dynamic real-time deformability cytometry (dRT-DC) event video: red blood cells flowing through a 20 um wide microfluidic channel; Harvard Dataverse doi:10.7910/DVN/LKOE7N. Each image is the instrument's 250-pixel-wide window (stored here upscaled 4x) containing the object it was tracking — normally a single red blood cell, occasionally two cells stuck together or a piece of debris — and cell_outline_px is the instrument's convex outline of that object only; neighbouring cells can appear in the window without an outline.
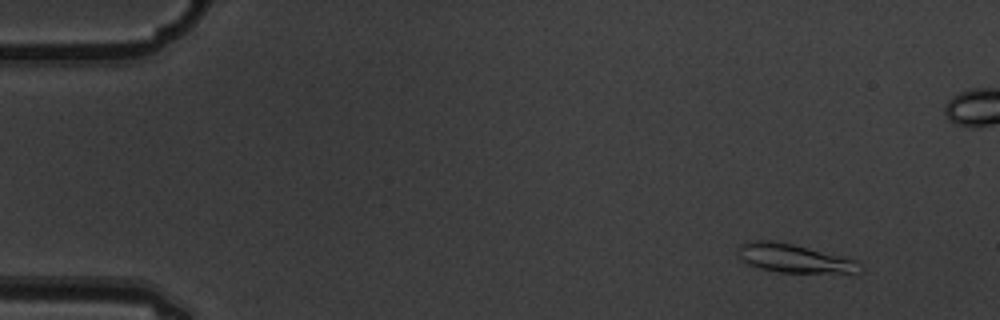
{"species": "common noctule bat (a hibernating species)", "species_latin": "Nyctalus noctula", "temperature_condition": "warm", "stored_images_in_passage": 9, "camera_frame_rate_fps": 3000, "um_per_image_px": 0.085, "animal": {"sex": "male", "body_mass_g": 19.5, "forearm_length_mm": 54.6}, "frame": {"image": 1, "passage_image": 2, "time_ms": 0.333, "image_size_px": [1000, 320], "cell_outline_px": [[864, 268], [860, 272], [780, 272], [760, 268], [748, 264], [736, 252], [736, 248], [740, 244], [748, 240], [772, 240], [792, 244], [860, 260]], "centroid_in_image_um": [67.51, 21.94], "position_along_channel_um": 17.5, "area_um2": 20.35}}
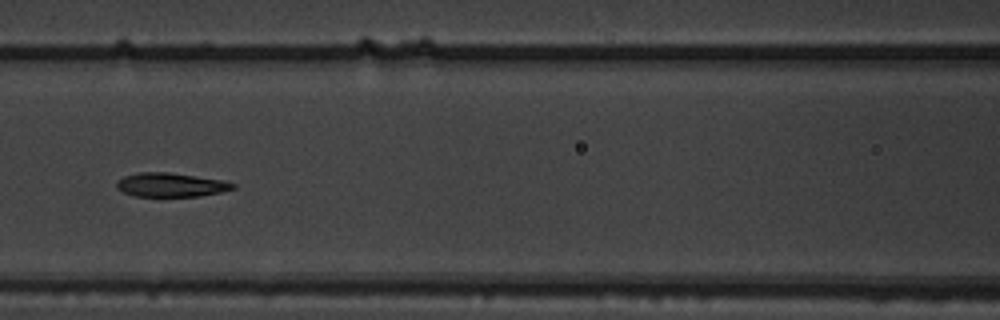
{"frame": {"image": 2, "passage_image": 7, "time_ms": 2.0, "image_size_px": [1000, 320], "cell_outline_px": [[236, 188], [220, 192], [200, 196], [132, 196], [116, 188], [116, 180], [124, 176], [140, 172], [168, 172], [224, 180], [236, 184]], "centroid_in_image_um": [14.51, 15.71], "position_along_channel_um": 152.1, "area_um2": 16.3}}
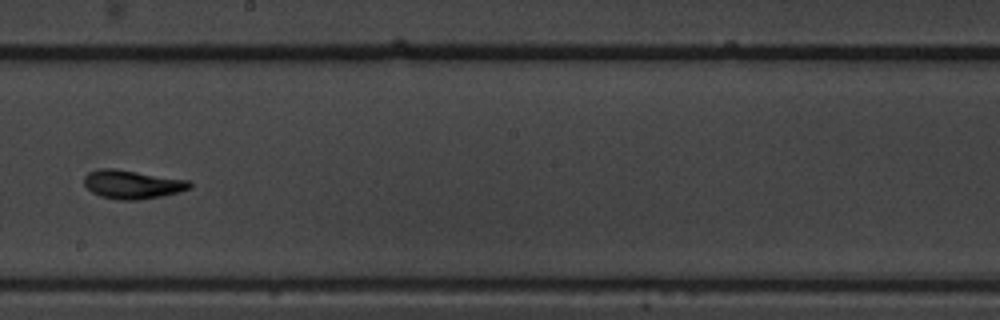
{"frame": {"image": 3, "passage_image": 9, "time_ms": 2.667, "image_size_px": [1000, 320], "cell_outline_px": [[192, 188], [180, 192], [160, 196], [136, 200], [120, 200], [100, 196], [92, 192], [84, 184], [84, 176], [88, 172], [100, 168], [112, 168], [188, 180], [192, 184]], "centroid_in_image_um": [11.23, 15.67], "position_along_channel_um": 237.0, "area_um2": 17.51}}